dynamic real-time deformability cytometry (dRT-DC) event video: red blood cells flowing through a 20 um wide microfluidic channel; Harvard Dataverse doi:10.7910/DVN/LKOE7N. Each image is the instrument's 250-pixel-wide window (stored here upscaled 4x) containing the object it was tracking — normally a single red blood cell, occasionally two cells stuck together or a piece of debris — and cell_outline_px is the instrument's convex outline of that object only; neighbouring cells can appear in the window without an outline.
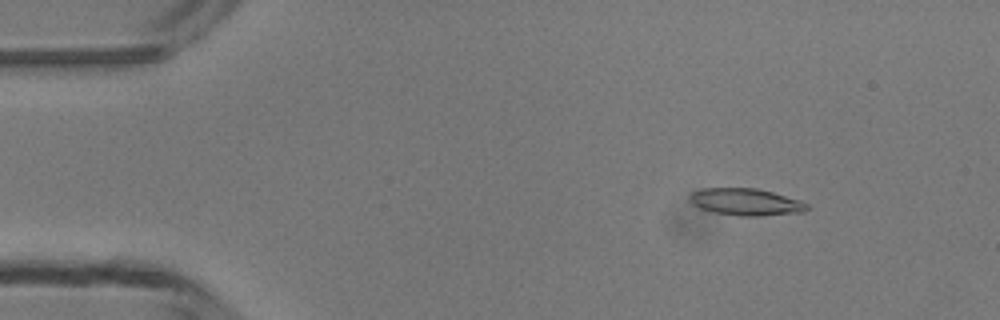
{"species": "common noctule bat (a hibernating species)", "species_latin": "Nyctalus noctula", "temperature_condition": "room temperature", "stored_images_in_passage": 49, "camera_frame_rate_fps": 3000, "um_per_image_px": 0.085, "animal": {"sex": "male", "body_mass_g": 13.3}, "frame": {"image": 1, "passage_image": 7, "time_ms": 2.0, "image_size_px": [1000, 320], "cell_outline_px": [[808, 208], [804, 212], [760, 216], [740, 216], [716, 212], [700, 208], [692, 204], [688, 196], [692, 192], [704, 188], [756, 188], [772, 192], [800, 200], [808, 204]], "centroid_in_image_um": [63.4, 17.16], "position_along_channel_um": 21.6, "area_um2": 18.38}}
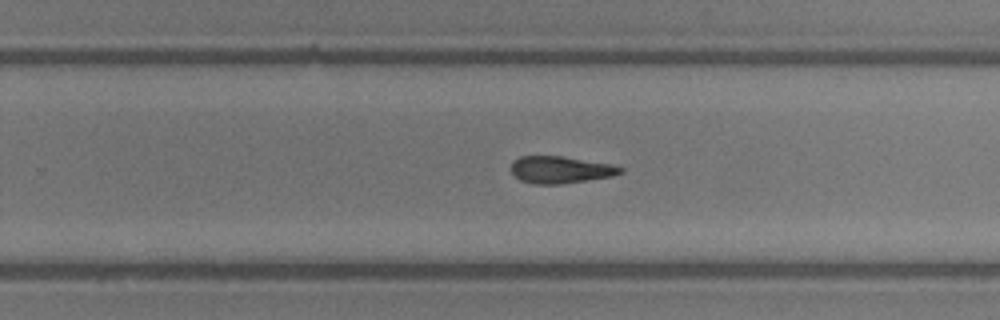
{"frame": {"image": 2, "passage_image": 31, "time_ms": 10.0, "image_size_px": [1000, 320], "cell_outline_px": [[624, 172], [612, 176], [560, 184], [532, 184], [520, 180], [512, 172], [512, 160], [520, 156], [564, 156], [612, 164], [624, 168]], "centroid_in_image_um": [47.65, 14.42], "position_along_channel_um": 282.2, "area_um2": 17.28}}
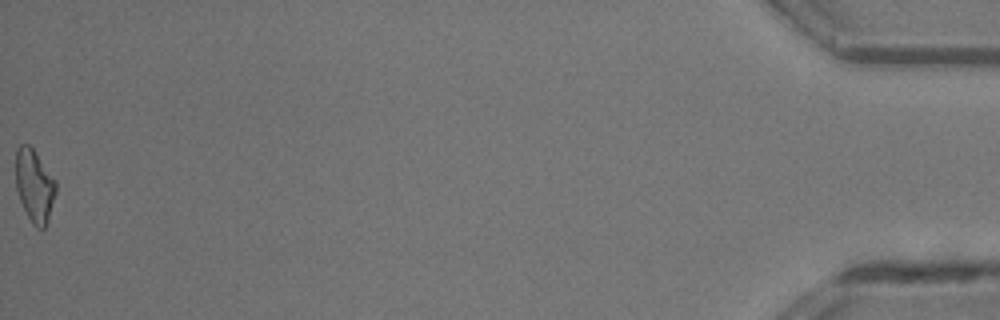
{"frame": {"image": 3, "passage_image": 49, "time_ms": 16.0, "image_size_px": [1000, 320], "cell_outline_px": [[56, 192], [48, 224], [44, 228], [36, 228], [32, 224], [20, 200], [16, 188], [16, 148], [20, 144], [28, 144], [36, 152], [56, 180]], "centroid_in_image_um": [2.94, 15.79], "position_along_channel_um": 432.3, "area_um2": 17.17}, "authors_computed_cell_mechanics": {"area_um2": 18.1492, "velocity_mm_per_s": 4.2829, "shape_relaxation_time_tau1_ms": 4.3229, "shape_relaxation_time_tau2_ms": 4.2453, "deformation_change_tau1": 0.1287, "deformation_change_tau2": 0.1495}}